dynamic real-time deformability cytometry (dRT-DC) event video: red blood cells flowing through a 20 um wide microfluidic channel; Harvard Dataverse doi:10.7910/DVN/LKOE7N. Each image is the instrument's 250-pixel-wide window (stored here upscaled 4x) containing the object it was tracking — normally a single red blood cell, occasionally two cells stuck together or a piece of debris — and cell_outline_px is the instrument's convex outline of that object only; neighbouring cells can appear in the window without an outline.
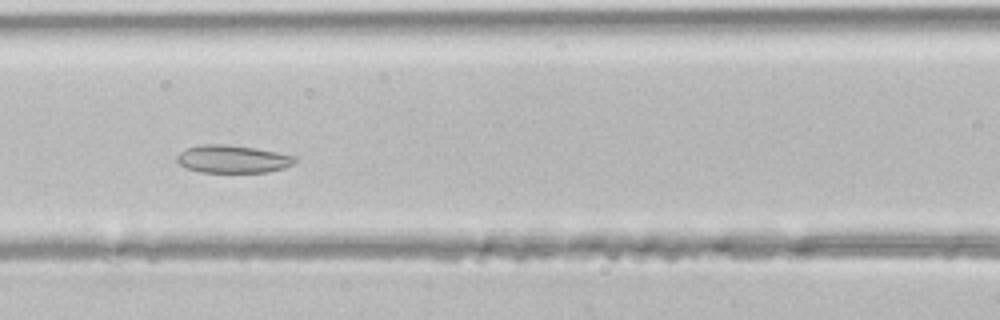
{"species": "common noctule bat (a hibernating species)", "species_latin": "Nyctalus noctula", "temperature_condition": "room temperature", "stored_images_in_passage": 33, "segment_of_instrument_passage": [1, 2], "camera_frame_rate_fps": 3000, "um_per_image_px": 0.085, "animal": {"sex": "male", "body_mass_g": 21.5, "forearm_length_mm": 52.0}, "frame": {"image": 1, "passage_image": 9, "time_ms": 2.667, "image_size_px": [1000, 320], "cell_outline_px": [[296, 164], [284, 168], [268, 172], [200, 172], [184, 168], [176, 160], [176, 156], [180, 152], [188, 148], [200, 144], [224, 144], [256, 148], [296, 156]], "centroid_in_image_um": [19.78, 13.52], "position_along_channel_um": 146.8, "area_um2": 19.25}}
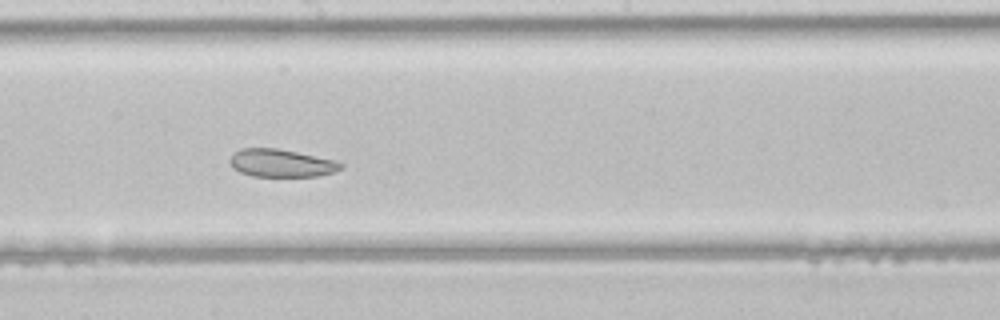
{"frame": {"image": 2, "passage_image": 14, "time_ms": 4.333, "image_size_px": [1000, 320], "cell_outline_px": [[344, 164], [336, 172], [316, 176], [252, 176], [240, 172], [232, 168], [228, 160], [240, 148], [276, 148], [336, 160]], "centroid_in_image_um": [23.9, 13.87], "position_along_channel_um": 224.3, "area_um2": 17.92}}
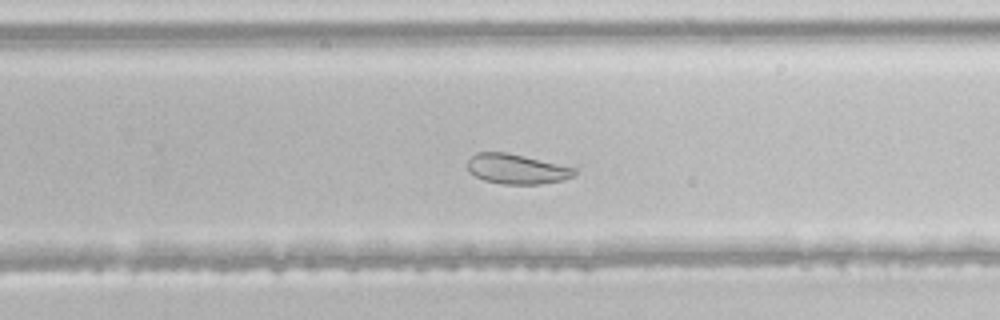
{"frame": {"image": 3, "passage_image": 18, "time_ms": 5.667, "image_size_px": [1000, 320], "cell_outline_px": [[576, 172], [572, 176], [560, 180], [540, 184], [504, 184], [484, 180], [468, 172], [468, 160], [476, 152], [504, 152], [524, 156], [576, 168]], "centroid_in_image_um": [43.88, 14.36], "position_along_channel_um": 285.9, "area_um2": 18.38}}